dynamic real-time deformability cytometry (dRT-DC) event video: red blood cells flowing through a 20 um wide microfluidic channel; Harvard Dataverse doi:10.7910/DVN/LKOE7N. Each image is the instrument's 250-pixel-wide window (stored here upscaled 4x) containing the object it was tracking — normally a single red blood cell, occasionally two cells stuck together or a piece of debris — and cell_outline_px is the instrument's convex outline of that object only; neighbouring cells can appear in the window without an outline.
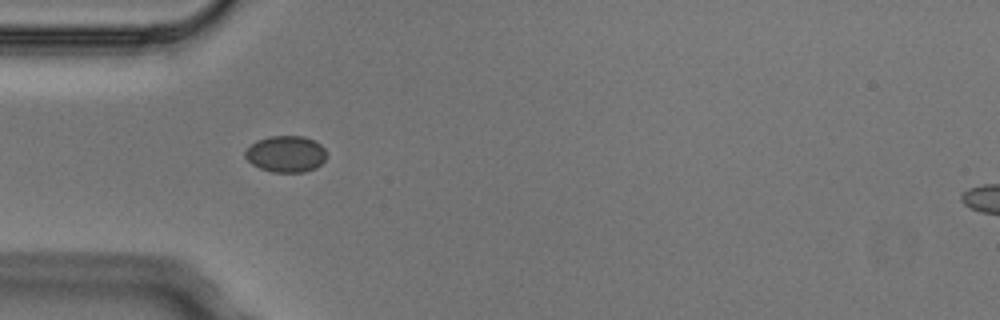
{"species": "Egyptian fruit bat (a non-hibernating species)", "species_latin": "Rousettus aegyptiacus", "temperature_condition": "cold", "stored_images_in_passage": 7, "camera_frame_rate_fps": 3000, "um_per_image_px": 0.085, "animal": {"sex": "male"}, "frame": {"image": 1, "passage_image": 3, "time_ms": 0.667, "image_size_px": [1000, 320], "cell_outline_px": [[328, 156], [316, 168], [304, 172], [272, 172], [260, 168], [252, 164], [244, 156], [244, 152], [256, 140], [268, 136], [304, 136], [316, 140], [324, 148]], "centroid_in_image_um": [24.32, 13.08], "position_along_channel_um": 60.7, "area_um2": 17.46}}
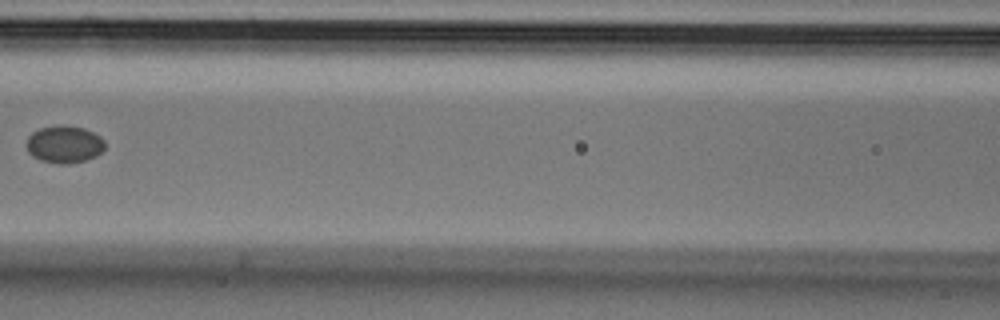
{"frame": {"image": 2, "passage_image": 5, "time_ms": 1.333, "image_size_px": [1000, 320], "cell_outline_px": [[104, 148], [96, 156], [84, 160], [68, 164], [60, 164], [40, 160], [32, 156], [28, 152], [24, 144], [28, 136], [32, 132], [40, 128], [84, 128], [100, 136], [104, 140]], "centroid_in_image_um": [5.43, 12.31], "position_along_channel_um": 161.2, "area_um2": 16.59}}
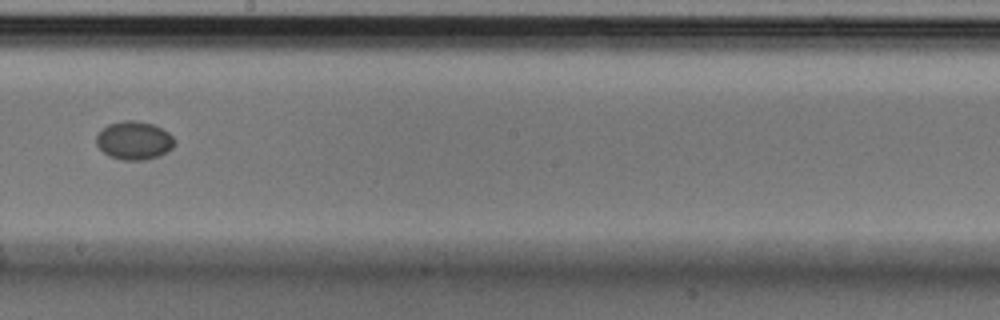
{"frame": {"image": 3, "passage_image": 7, "time_ms": 2.0, "image_size_px": [1000, 320], "cell_outline_px": [[176, 144], [172, 148], [160, 156], [144, 160], [124, 160], [108, 156], [96, 144], [96, 136], [108, 124], [124, 120], [136, 120], [152, 124], [168, 132], [176, 140]], "centroid_in_image_um": [11.42, 11.95], "position_along_channel_um": 236.8, "area_um2": 17.51}}